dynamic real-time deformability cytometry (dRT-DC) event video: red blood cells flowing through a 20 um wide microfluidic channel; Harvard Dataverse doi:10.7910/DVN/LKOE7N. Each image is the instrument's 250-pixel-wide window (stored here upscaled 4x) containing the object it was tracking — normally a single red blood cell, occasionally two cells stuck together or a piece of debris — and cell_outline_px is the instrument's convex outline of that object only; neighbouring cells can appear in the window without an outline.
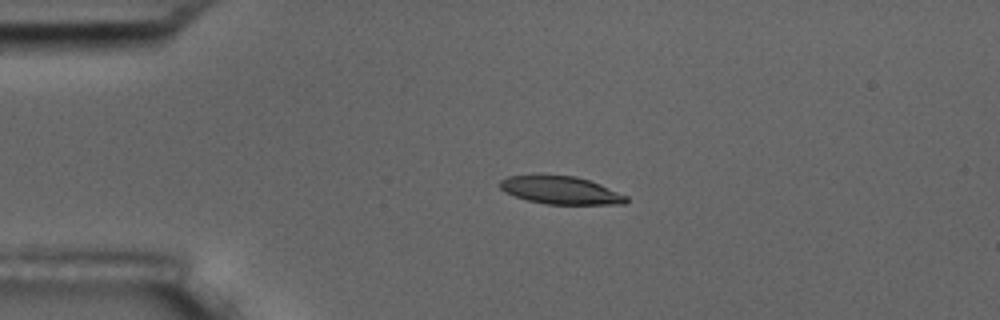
{"species": "common noctule bat (a hibernating species)", "species_latin": "Nyctalus noctula", "temperature_condition": "room temperature", "stored_images_in_passage": 4, "camera_frame_rate_fps": 3000, "um_per_image_px": 0.085, "animal": {"sex": "male", "body_mass_g": 17.5, "forearm_length_mm": 52.3}, "frame": {"image": 1, "passage_image": 3, "time_ms": 2.333, "image_size_px": [1000, 320], "cell_outline_px": [[628, 200], [624, 204], [548, 204], [528, 200], [504, 192], [500, 188], [500, 180], [508, 176], [576, 176], [600, 184], [628, 196]], "centroid_in_image_um": [47.69, 16.18], "position_along_channel_um": 37.3, "area_um2": 20.11}}
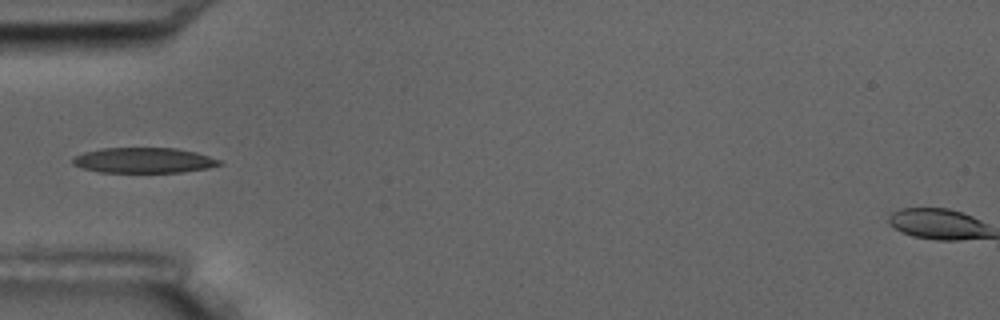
{"frame": {"image": 2, "passage_image": 4, "time_ms": 4.333, "image_size_px": [1000, 320], "cell_outline_px": [[224, 164], [208, 168], [184, 172], [100, 172], [84, 168], [72, 164], [72, 160], [76, 156], [84, 152], [100, 148], [176, 148], [196, 152], [220, 160]], "centroid_in_image_um": [12.25, 13.62], "position_along_channel_um": 72.8, "area_um2": 21.62}}